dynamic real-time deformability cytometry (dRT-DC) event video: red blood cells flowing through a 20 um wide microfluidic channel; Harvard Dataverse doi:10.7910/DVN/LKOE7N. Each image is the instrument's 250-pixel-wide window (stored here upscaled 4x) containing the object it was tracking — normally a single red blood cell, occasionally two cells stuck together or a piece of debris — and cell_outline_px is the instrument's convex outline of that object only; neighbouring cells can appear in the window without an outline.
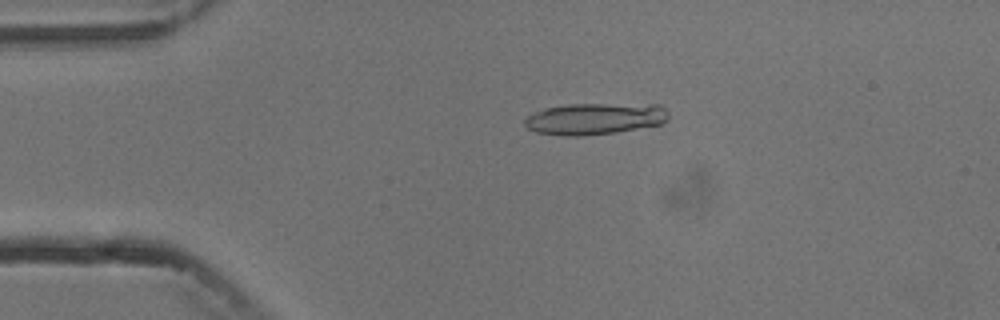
{"species": "common noctule bat (a hibernating species)", "species_latin": "Nyctalus noctula", "temperature_condition": "cold", "stored_images_in_passage": 5, "camera_frame_rate_fps": 3000, "um_per_image_px": 0.085, "animal": {"sex": "male", "body_mass_g": 13.3}, "frame": {"image": 1, "passage_image": 3, "time_ms": 2.333, "image_size_px": [1000, 320], "cell_outline_px": [[668, 116], [664, 124], [616, 132], [580, 136], [564, 136], [536, 132], [528, 128], [524, 124], [524, 120], [532, 112], [548, 108], [568, 104], [660, 104], [668, 112]], "centroid_in_image_um": [50.58, 10.09], "position_along_channel_um": 34.4, "area_um2": 26.59}}